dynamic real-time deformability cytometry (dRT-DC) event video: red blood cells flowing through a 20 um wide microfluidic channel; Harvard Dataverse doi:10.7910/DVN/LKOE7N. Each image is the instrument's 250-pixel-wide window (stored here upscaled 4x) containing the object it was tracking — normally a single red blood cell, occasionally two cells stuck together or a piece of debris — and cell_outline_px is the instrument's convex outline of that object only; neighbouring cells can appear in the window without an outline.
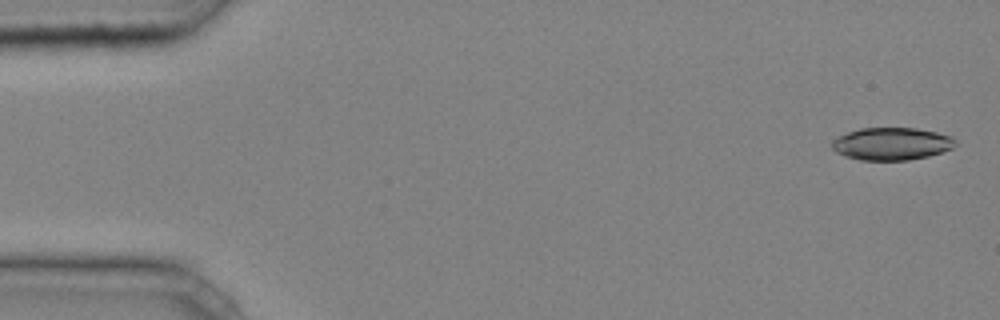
{"species": "common noctule bat (a hibernating species)", "species_latin": "Nyctalus noctula", "temperature_condition": "cold", "stored_images_in_passage": 8, "camera_frame_rate_fps": 3000, "um_per_image_px": 0.085, "animal": {"sex": "male", "body_mass_g": 20.4}, "frame": {"image": 1, "passage_image": 2, "time_ms": 0.333, "image_size_px": [1000, 320], "cell_outline_px": [[956, 144], [952, 148], [928, 156], [908, 160], [860, 160], [844, 156], [836, 152], [832, 148], [832, 140], [836, 136], [860, 128], [916, 128], [936, 132], [952, 136], [956, 140]], "centroid_in_image_um": [75.76, 12.22], "position_along_channel_um": 9.2, "area_um2": 23.47}}